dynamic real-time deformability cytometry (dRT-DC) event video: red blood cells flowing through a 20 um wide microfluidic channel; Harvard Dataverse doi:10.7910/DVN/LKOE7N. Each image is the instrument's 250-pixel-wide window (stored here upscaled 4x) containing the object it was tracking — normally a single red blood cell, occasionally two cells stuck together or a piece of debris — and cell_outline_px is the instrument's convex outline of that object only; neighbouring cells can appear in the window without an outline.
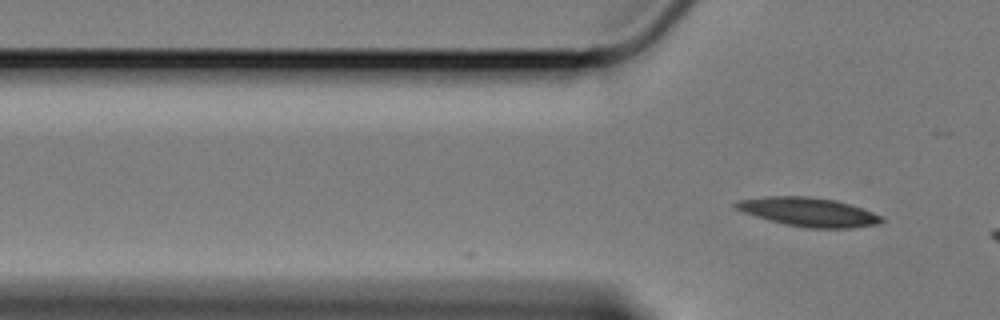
{"species": "Egyptian fruit bat (a non-hibernating species)", "species_latin": "Rousettus aegyptiacus", "temperature_condition": "cold", "stored_images_in_passage": 2, "camera_frame_rate_fps": 3000, "um_per_image_px": 0.085, "animal": {"sex": "female"}, "frame": {"image": 1, "passage_image": 2, "time_ms": 0.333, "image_size_px": [1000, 320], "cell_outline_px": [[884, 220], [880, 224], [852, 228], [808, 228], [784, 224], [768, 220], [744, 212], [736, 208], [732, 204], [736, 200], [764, 196], [808, 196], [836, 200], [884, 216]], "centroid_in_image_um": [68.72, 18.02], "position_along_channel_um": 57.1, "area_um2": 24.62}}